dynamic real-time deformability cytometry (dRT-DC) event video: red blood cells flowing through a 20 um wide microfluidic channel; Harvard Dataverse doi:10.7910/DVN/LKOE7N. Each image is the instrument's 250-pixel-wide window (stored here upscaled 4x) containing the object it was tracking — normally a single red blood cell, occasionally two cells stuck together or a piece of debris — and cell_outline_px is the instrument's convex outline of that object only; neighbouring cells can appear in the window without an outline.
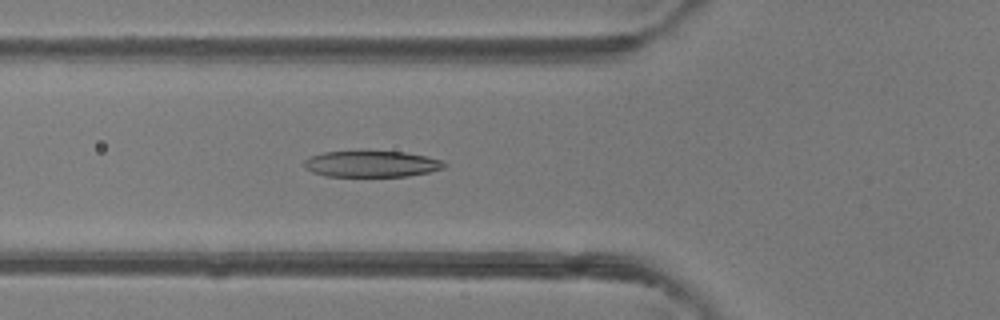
{"species": "common noctule bat (a hibernating species)", "species_latin": "Nyctalus noctula", "temperature_condition": "room temperature", "stored_images_in_passage": 49, "camera_frame_rate_fps": 3000, "um_per_image_px": 0.085, "animal": {"sex": "female"}, "frame": {"image": 1, "passage_image": 18, "time_ms": 5.667, "image_size_px": [1000, 320], "cell_outline_px": [[448, 164], [444, 168], [428, 172], [408, 176], [324, 176], [312, 172], [304, 168], [304, 160], [312, 156], [324, 152], [360, 148], [404, 152], [424, 156], [440, 160]], "centroid_in_image_um": [31.53, 13.89], "position_along_channel_um": 94.3, "area_um2": 22.25}}
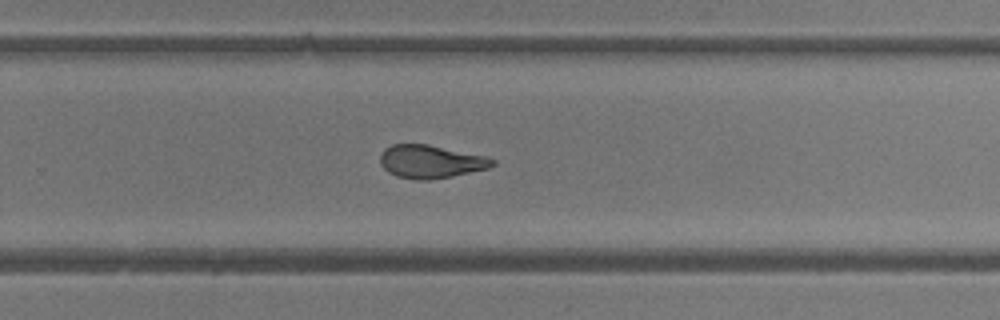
{"frame": {"image": 2, "passage_image": 32, "time_ms": 10.333, "image_size_px": [1000, 320], "cell_outline_px": [[496, 164], [488, 168], [452, 176], [432, 180], [416, 180], [396, 176], [388, 172], [380, 164], [380, 152], [384, 148], [392, 144], [428, 144], [484, 156], [496, 160]], "centroid_in_image_um": [36.57, 13.74], "position_along_channel_um": 293.2, "area_um2": 21.73}}
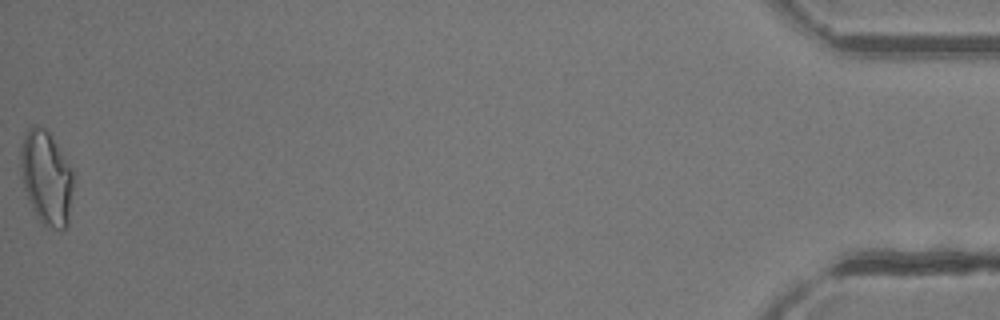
{"frame": {"image": 3, "passage_image": 49, "time_ms": 16.0, "image_size_px": [1000, 320], "cell_outline_px": [[72, 188], [68, 224], [60, 232], [40, 224], [32, 208], [24, 188], [20, 168], [20, 148], [24, 136], [28, 128], [32, 124], [36, 124], [48, 128], [72, 168]], "centroid_in_image_um": [3.93, 15.08], "position_along_channel_um": 431.3, "area_um2": 29.42}, "authors_computed_cell_mechanics": {"area_um2": 23.0044, "velocity_mm_per_s": 4.2569, "shape_relaxation_time_tau1_ms": 7.1027, "shape_relaxation_time_tau2_ms": 2.2166, "deformation_change_tau1": 0.2309, "deformation_change_tau2": 0.0946}}